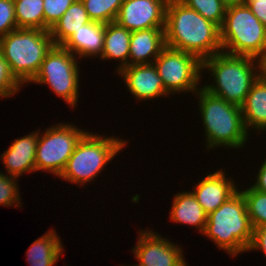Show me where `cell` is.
I'll use <instances>...</instances> for the list:
<instances>
[{
    "label": "cell",
    "mask_w": 266,
    "mask_h": 266,
    "mask_svg": "<svg viewBox=\"0 0 266 266\" xmlns=\"http://www.w3.org/2000/svg\"><path fill=\"white\" fill-rule=\"evenodd\" d=\"M254 250H260L266 256V225L253 228L252 242L247 251Z\"/></svg>",
    "instance_id": "31"
},
{
    "label": "cell",
    "mask_w": 266,
    "mask_h": 266,
    "mask_svg": "<svg viewBox=\"0 0 266 266\" xmlns=\"http://www.w3.org/2000/svg\"><path fill=\"white\" fill-rule=\"evenodd\" d=\"M202 235L210 238L219 250L226 251L231 257L247 252L253 238V227L240 190L207 215Z\"/></svg>",
    "instance_id": "4"
},
{
    "label": "cell",
    "mask_w": 266,
    "mask_h": 266,
    "mask_svg": "<svg viewBox=\"0 0 266 266\" xmlns=\"http://www.w3.org/2000/svg\"><path fill=\"white\" fill-rule=\"evenodd\" d=\"M116 74L121 76L127 90L136 101L169 98L165 91L162 78L157 73L154 64L131 65L122 68Z\"/></svg>",
    "instance_id": "13"
},
{
    "label": "cell",
    "mask_w": 266,
    "mask_h": 266,
    "mask_svg": "<svg viewBox=\"0 0 266 266\" xmlns=\"http://www.w3.org/2000/svg\"><path fill=\"white\" fill-rule=\"evenodd\" d=\"M240 107L248 132L252 128L256 129L255 133L259 135L266 131V78L262 74L253 83Z\"/></svg>",
    "instance_id": "18"
},
{
    "label": "cell",
    "mask_w": 266,
    "mask_h": 266,
    "mask_svg": "<svg viewBox=\"0 0 266 266\" xmlns=\"http://www.w3.org/2000/svg\"><path fill=\"white\" fill-rule=\"evenodd\" d=\"M19 179L0 172V206L21 207L22 198L19 190Z\"/></svg>",
    "instance_id": "27"
},
{
    "label": "cell",
    "mask_w": 266,
    "mask_h": 266,
    "mask_svg": "<svg viewBox=\"0 0 266 266\" xmlns=\"http://www.w3.org/2000/svg\"><path fill=\"white\" fill-rule=\"evenodd\" d=\"M234 180L231 177L227 178L225 170L220 169L199 180L191 192L208 215L239 190Z\"/></svg>",
    "instance_id": "14"
},
{
    "label": "cell",
    "mask_w": 266,
    "mask_h": 266,
    "mask_svg": "<svg viewBox=\"0 0 266 266\" xmlns=\"http://www.w3.org/2000/svg\"><path fill=\"white\" fill-rule=\"evenodd\" d=\"M139 238L131 252L139 266H189L183 249L152 229L140 230Z\"/></svg>",
    "instance_id": "11"
},
{
    "label": "cell",
    "mask_w": 266,
    "mask_h": 266,
    "mask_svg": "<svg viewBox=\"0 0 266 266\" xmlns=\"http://www.w3.org/2000/svg\"><path fill=\"white\" fill-rule=\"evenodd\" d=\"M165 47V28L133 31L130 36L128 66L152 64Z\"/></svg>",
    "instance_id": "16"
},
{
    "label": "cell",
    "mask_w": 266,
    "mask_h": 266,
    "mask_svg": "<svg viewBox=\"0 0 266 266\" xmlns=\"http://www.w3.org/2000/svg\"><path fill=\"white\" fill-rule=\"evenodd\" d=\"M54 124L43 133L39 129L35 164L36 172L45 171L59 177L78 141L87 131L70 122Z\"/></svg>",
    "instance_id": "9"
},
{
    "label": "cell",
    "mask_w": 266,
    "mask_h": 266,
    "mask_svg": "<svg viewBox=\"0 0 266 266\" xmlns=\"http://www.w3.org/2000/svg\"><path fill=\"white\" fill-rule=\"evenodd\" d=\"M247 6L266 27V0H247Z\"/></svg>",
    "instance_id": "32"
},
{
    "label": "cell",
    "mask_w": 266,
    "mask_h": 266,
    "mask_svg": "<svg viewBox=\"0 0 266 266\" xmlns=\"http://www.w3.org/2000/svg\"><path fill=\"white\" fill-rule=\"evenodd\" d=\"M43 0H14L17 28L44 30Z\"/></svg>",
    "instance_id": "23"
},
{
    "label": "cell",
    "mask_w": 266,
    "mask_h": 266,
    "mask_svg": "<svg viewBox=\"0 0 266 266\" xmlns=\"http://www.w3.org/2000/svg\"><path fill=\"white\" fill-rule=\"evenodd\" d=\"M92 21L108 24L116 21L124 0H81Z\"/></svg>",
    "instance_id": "24"
},
{
    "label": "cell",
    "mask_w": 266,
    "mask_h": 266,
    "mask_svg": "<svg viewBox=\"0 0 266 266\" xmlns=\"http://www.w3.org/2000/svg\"><path fill=\"white\" fill-rule=\"evenodd\" d=\"M188 7L196 10L205 19L221 27L226 15L227 6L222 0H181Z\"/></svg>",
    "instance_id": "26"
},
{
    "label": "cell",
    "mask_w": 266,
    "mask_h": 266,
    "mask_svg": "<svg viewBox=\"0 0 266 266\" xmlns=\"http://www.w3.org/2000/svg\"><path fill=\"white\" fill-rule=\"evenodd\" d=\"M92 22L81 0H75L49 30L55 45H62L81 26Z\"/></svg>",
    "instance_id": "22"
},
{
    "label": "cell",
    "mask_w": 266,
    "mask_h": 266,
    "mask_svg": "<svg viewBox=\"0 0 266 266\" xmlns=\"http://www.w3.org/2000/svg\"><path fill=\"white\" fill-rule=\"evenodd\" d=\"M44 30L49 31L75 0H43Z\"/></svg>",
    "instance_id": "29"
},
{
    "label": "cell",
    "mask_w": 266,
    "mask_h": 266,
    "mask_svg": "<svg viewBox=\"0 0 266 266\" xmlns=\"http://www.w3.org/2000/svg\"><path fill=\"white\" fill-rule=\"evenodd\" d=\"M245 198L247 212L253 228L266 225V194L251 186L240 189Z\"/></svg>",
    "instance_id": "25"
},
{
    "label": "cell",
    "mask_w": 266,
    "mask_h": 266,
    "mask_svg": "<svg viewBox=\"0 0 266 266\" xmlns=\"http://www.w3.org/2000/svg\"><path fill=\"white\" fill-rule=\"evenodd\" d=\"M128 141L106 134L87 132L78 141L73 154L59 176L71 184L82 185L94 182L104 167L122 151Z\"/></svg>",
    "instance_id": "5"
},
{
    "label": "cell",
    "mask_w": 266,
    "mask_h": 266,
    "mask_svg": "<svg viewBox=\"0 0 266 266\" xmlns=\"http://www.w3.org/2000/svg\"><path fill=\"white\" fill-rule=\"evenodd\" d=\"M222 2L227 6H234V5H243L247 3V0H222Z\"/></svg>",
    "instance_id": "34"
},
{
    "label": "cell",
    "mask_w": 266,
    "mask_h": 266,
    "mask_svg": "<svg viewBox=\"0 0 266 266\" xmlns=\"http://www.w3.org/2000/svg\"><path fill=\"white\" fill-rule=\"evenodd\" d=\"M53 228L43 236L37 238L26 252L30 266H53L64 251V245L58 233Z\"/></svg>",
    "instance_id": "21"
},
{
    "label": "cell",
    "mask_w": 266,
    "mask_h": 266,
    "mask_svg": "<svg viewBox=\"0 0 266 266\" xmlns=\"http://www.w3.org/2000/svg\"><path fill=\"white\" fill-rule=\"evenodd\" d=\"M39 130H35L26 136L15 139L8 149H5L0 160L6 168V174L21 178L29 172L36 173L35 154Z\"/></svg>",
    "instance_id": "15"
},
{
    "label": "cell",
    "mask_w": 266,
    "mask_h": 266,
    "mask_svg": "<svg viewBox=\"0 0 266 266\" xmlns=\"http://www.w3.org/2000/svg\"><path fill=\"white\" fill-rule=\"evenodd\" d=\"M131 33L116 21L105 24L103 51L100 60L119 61L120 64L116 66V73L128 66Z\"/></svg>",
    "instance_id": "20"
},
{
    "label": "cell",
    "mask_w": 266,
    "mask_h": 266,
    "mask_svg": "<svg viewBox=\"0 0 266 266\" xmlns=\"http://www.w3.org/2000/svg\"><path fill=\"white\" fill-rule=\"evenodd\" d=\"M165 44L193 54L201 61L222 51L220 28L181 0L168 1Z\"/></svg>",
    "instance_id": "1"
},
{
    "label": "cell",
    "mask_w": 266,
    "mask_h": 266,
    "mask_svg": "<svg viewBox=\"0 0 266 266\" xmlns=\"http://www.w3.org/2000/svg\"><path fill=\"white\" fill-rule=\"evenodd\" d=\"M170 209V221L195 227L200 233L204 232L207 214L191 191L176 193Z\"/></svg>",
    "instance_id": "19"
},
{
    "label": "cell",
    "mask_w": 266,
    "mask_h": 266,
    "mask_svg": "<svg viewBox=\"0 0 266 266\" xmlns=\"http://www.w3.org/2000/svg\"><path fill=\"white\" fill-rule=\"evenodd\" d=\"M105 34V24L92 21L75 31L62 46L80 58L101 57L103 51V40Z\"/></svg>",
    "instance_id": "17"
},
{
    "label": "cell",
    "mask_w": 266,
    "mask_h": 266,
    "mask_svg": "<svg viewBox=\"0 0 266 266\" xmlns=\"http://www.w3.org/2000/svg\"><path fill=\"white\" fill-rule=\"evenodd\" d=\"M16 29L14 0H0V39Z\"/></svg>",
    "instance_id": "30"
},
{
    "label": "cell",
    "mask_w": 266,
    "mask_h": 266,
    "mask_svg": "<svg viewBox=\"0 0 266 266\" xmlns=\"http://www.w3.org/2000/svg\"><path fill=\"white\" fill-rule=\"evenodd\" d=\"M169 0H124L116 22L130 32L165 28Z\"/></svg>",
    "instance_id": "12"
},
{
    "label": "cell",
    "mask_w": 266,
    "mask_h": 266,
    "mask_svg": "<svg viewBox=\"0 0 266 266\" xmlns=\"http://www.w3.org/2000/svg\"><path fill=\"white\" fill-rule=\"evenodd\" d=\"M203 72L210 73L214 82L202 85L206 91L241 106L253 83L261 75V61L221 51L202 61Z\"/></svg>",
    "instance_id": "2"
},
{
    "label": "cell",
    "mask_w": 266,
    "mask_h": 266,
    "mask_svg": "<svg viewBox=\"0 0 266 266\" xmlns=\"http://www.w3.org/2000/svg\"><path fill=\"white\" fill-rule=\"evenodd\" d=\"M46 30L17 28L0 39V50L11 73L23 85L35 77L54 46Z\"/></svg>",
    "instance_id": "6"
},
{
    "label": "cell",
    "mask_w": 266,
    "mask_h": 266,
    "mask_svg": "<svg viewBox=\"0 0 266 266\" xmlns=\"http://www.w3.org/2000/svg\"><path fill=\"white\" fill-rule=\"evenodd\" d=\"M222 51L262 60L266 55V27L247 4L227 7L220 27Z\"/></svg>",
    "instance_id": "7"
},
{
    "label": "cell",
    "mask_w": 266,
    "mask_h": 266,
    "mask_svg": "<svg viewBox=\"0 0 266 266\" xmlns=\"http://www.w3.org/2000/svg\"><path fill=\"white\" fill-rule=\"evenodd\" d=\"M23 85L11 73L8 63L0 50V99L12 97L19 92Z\"/></svg>",
    "instance_id": "28"
},
{
    "label": "cell",
    "mask_w": 266,
    "mask_h": 266,
    "mask_svg": "<svg viewBox=\"0 0 266 266\" xmlns=\"http://www.w3.org/2000/svg\"><path fill=\"white\" fill-rule=\"evenodd\" d=\"M257 171L258 173L255 177V183L254 185L252 184L251 187L266 194V159H264V162L262 161V164Z\"/></svg>",
    "instance_id": "33"
},
{
    "label": "cell",
    "mask_w": 266,
    "mask_h": 266,
    "mask_svg": "<svg viewBox=\"0 0 266 266\" xmlns=\"http://www.w3.org/2000/svg\"><path fill=\"white\" fill-rule=\"evenodd\" d=\"M261 74L266 78V55L261 60Z\"/></svg>",
    "instance_id": "35"
},
{
    "label": "cell",
    "mask_w": 266,
    "mask_h": 266,
    "mask_svg": "<svg viewBox=\"0 0 266 266\" xmlns=\"http://www.w3.org/2000/svg\"><path fill=\"white\" fill-rule=\"evenodd\" d=\"M195 94L204 125L206 151L217 147L243 149L250 132L244 125L241 107L209 93L202 86Z\"/></svg>",
    "instance_id": "3"
},
{
    "label": "cell",
    "mask_w": 266,
    "mask_h": 266,
    "mask_svg": "<svg viewBox=\"0 0 266 266\" xmlns=\"http://www.w3.org/2000/svg\"><path fill=\"white\" fill-rule=\"evenodd\" d=\"M78 62L77 57L62 45H54L29 83L48 85L73 109L77 105L80 89Z\"/></svg>",
    "instance_id": "8"
},
{
    "label": "cell",
    "mask_w": 266,
    "mask_h": 266,
    "mask_svg": "<svg viewBox=\"0 0 266 266\" xmlns=\"http://www.w3.org/2000/svg\"><path fill=\"white\" fill-rule=\"evenodd\" d=\"M153 64L169 95L181 92L194 95L201 88L202 61L197 56L166 46Z\"/></svg>",
    "instance_id": "10"
}]
</instances>
